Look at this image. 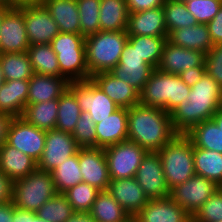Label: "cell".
Returning a JSON list of instances; mask_svg holds the SVG:
<instances>
[{
  "mask_svg": "<svg viewBox=\"0 0 222 222\" xmlns=\"http://www.w3.org/2000/svg\"><path fill=\"white\" fill-rule=\"evenodd\" d=\"M222 104V87L207 73L191 87L184 99L171 113L177 134H186L197 124L212 119Z\"/></svg>",
  "mask_w": 222,
  "mask_h": 222,
  "instance_id": "cell-1",
  "label": "cell"
},
{
  "mask_svg": "<svg viewBox=\"0 0 222 222\" xmlns=\"http://www.w3.org/2000/svg\"><path fill=\"white\" fill-rule=\"evenodd\" d=\"M176 135L170 114L163 109L140 103L128 108V140L148 152L159 151Z\"/></svg>",
  "mask_w": 222,
  "mask_h": 222,
  "instance_id": "cell-2",
  "label": "cell"
},
{
  "mask_svg": "<svg viewBox=\"0 0 222 222\" xmlns=\"http://www.w3.org/2000/svg\"><path fill=\"white\" fill-rule=\"evenodd\" d=\"M190 91L191 88L179 75L165 73L156 68L139 94V103L161 108L170 114L187 99Z\"/></svg>",
  "mask_w": 222,
  "mask_h": 222,
  "instance_id": "cell-3",
  "label": "cell"
},
{
  "mask_svg": "<svg viewBox=\"0 0 222 222\" xmlns=\"http://www.w3.org/2000/svg\"><path fill=\"white\" fill-rule=\"evenodd\" d=\"M127 41L126 30L99 31L85 37L89 79L97 73L109 72L117 66Z\"/></svg>",
  "mask_w": 222,
  "mask_h": 222,
  "instance_id": "cell-4",
  "label": "cell"
},
{
  "mask_svg": "<svg viewBox=\"0 0 222 222\" xmlns=\"http://www.w3.org/2000/svg\"><path fill=\"white\" fill-rule=\"evenodd\" d=\"M157 152L169 190L196 175L193 161L194 145L185 134H177Z\"/></svg>",
  "mask_w": 222,
  "mask_h": 222,
  "instance_id": "cell-5",
  "label": "cell"
},
{
  "mask_svg": "<svg viewBox=\"0 0 222 222\" xmlns=\"http://www.w3.org/2000/svg\"><path fill=\"white\" fill-rule=\"evenodd\" d=\"M50 45L56 53L60 77L66 78L69 82L89 79L84 36L60 32Z\"/></svg>",
  "mask_w": 222,
  "mask_h": 222,
  "instance_id": "cell-6",
  "label": "cell"
},
{
  "mask_svg": "<svg viewBox=\"0 0 222 222\" xmlns=\"http://www.w3.org/2000/svg\"><path fill=\"white\" fill-rule=\"evenodd\" d=\"M57 194L51 172L36 169L26 177L13 181L14 206L36 212Z\"/></svg>",
  "mask_w": 222,
  "mask_h": 222,
  "instance_id": "cell-7",
  "label": "cell"
},
{
  "mask_svg": "<svg viewBox=\"0 0 222 222\" xmlns=\"http://www.w3.org/2000/svg\"><path fill=\"white\" fill-rule=\"evenodd\" d=\"M110 180L136 176L142 159L148 153L145 148L129 140L104 149Z\"/></svg>",
  "mask_w": 222,
  "mask_h": 222,
  "instance_id": "cell-8",
  "label": "cell"
},
{
  "mask_svg": "<svg viewBox=\"0 0 222 222\" xmlns=\"http://www.w3.org/2000/svg\"><path fill=\"white\" fill-rule=\"evenodd\" d=\"M68 89L74 94L81 110L88 112L96 124L120 108L91 78L72 81Z\"/></svg>",
  "mask_w": 222,
  "mask_h": 222,
  "instance_id": "cell-9",
  "label": "cell"
},
{
  "mask_svg": "<svg viewBox=\"0 0 222 222\" xmlns=\"http://www.w3.org/2000/svg\"><path fill=\"white\" fill-rule=\"evenodd\" d=\"M220 186L205 177L194 175L184 183L170 189L169 197L191 216L214 194Z\"/></svg>",
  "mask_w": 222,
  "mask_h": 222,
  "instance_id": "cell-10",
  "label": "cell"
},
{
  "mask_svg": "<svg viewBox=\"0 0 222 222\" xmlns=\"http://www.w3.org/2000/svg\"><path fill=\"white\" fill-rule=\"evenodd\" d=\"M80 148L71 133L56 129L46 131L45 146L37 169L51 172L64 160L77 154Z\"/></svg>",
  "mask_w": 222,
  "mask_h": 222,
  "instance_id": "cell-11",
  "label": "cell"
},
{
  "mask_svg": "<svg viewBox=\"0 0 222 222\" xmlns=\"http://www.w3.org/2000/svg\"><path fill=\"white\" fill-rule=\"evenodd\" d=\"M149 200L168 198L170 190L167 187L161 158L158 152H148L142 159L135 176Z\"/></svg>",
  "mask_w": 222,
  "mask_h": 222,
  "instance_id": "cell-12",
  "label": "cell"
},
{
  "mask_svg": "<svg viewBox=\"0 0 222 222\" xmlns=\"http://www.w3.org/2000/svg\"><path fill=\"white\" fill-rule=\"evenodd\" d=\"M153 71L154 68L147 64L134 49L133 45L127 41L118 65L109 72L118 79L129 83L140 93Z\"/></svg>",
  "mask_w": 222,
  "mask_h": 222,
  "instance_id": "cell-13",
  "label": "cell"
},
{
  "mask_svg": "<svg viewBox=\"0 0 222 222\" xmlns=\"http://www.w3.org/2000/svg\"><path fill=\"white\" fill-rule=\"evenodd\" d=\"M46 131L15 117L10 125L7 143L38 162L43 154Z\"/></svg>",
  "mask_w": 222,
  "mask_h": 222,
  "instance_id": "cell-14",
  "label": "cell"
},
{
  "mask_svg": "<svg viewBox=\"0 0 222 222\" xmlns=\"http://www.w3.org/2000/svg\"><path fill=\"white\" fill-rule=\"evenodd\" d=\"M23 16L30 46L50 44L60 33L58 24L44 4L23 6Z\"/></svg>",
  "mask_w": 222,
  "mask_h": 222,
  "instance_id": "cell-15",
  "label": "cell"
},
{
  "mask_svg": "<svg viewBox=\"0 0 222 222\" xmlns=\"http://www.w3.org/2000/svg\"><path fill=\"white\" fill-rule=\"evenodd\" d=\"M29 46L23 7L9 8L0 25V53L27 52Z\"/></svg>",
  "mask_w": 222,
  "mask_h": 222,
  "instance_id": "cell-16",
  "label": "cell"
},
{
  "mask_svg": "<svg viewBox=\"0 0 222 222\" xmlns=\"http://www.w3.org/2000/svg\"><path fill=\"white\" fill-rule=\"evenodd\" d=\"M79 167L84 183H88L100 191H107L111 180L104 149L80 148Z\"/></svg>",
  "mask_w": 222,
  "mask_h": 222,
  "instance_id": "cell-17",
  "label": "cell"
},
{
  "mask_svg": "<svg viewBox=\"0 0 222 222\" xmlns=\"http://www.w3.org/2000/svg\"><path fill=\"white\" fill-rule=\"evenodd\" d=\"M192 67H205V53L165 42L157 69L179 75Z\"/></svg>",
  "mask_w": 222,
  "mask_h": 222,
  "instance_id": "cell-18",
  "label": "cell"
},
{
  "mask_svg": "<svg viewBox=\"0 0 222 222\" xmlns=\"http://www.w3.org/2000/svg\"><path fill=\"white\" fill-rule=\"evenodd\" d=\"M192 216L170 197L149 200L132 222H191Z\"/></svg>",
  "mask_w": 222,
  "mask_h": 222,
  "instance_id": "cell-19",
  "label": "cell"
},
{
  "mask_svg": "<svg viewBox=\"0 0 222 222\" xmlns=\"http://www.w3.org/2000/svg\"><path fill=\"white\" fill-rule=\"evenodd\" d=\"M107 191L131 218L149 201L135 177L111 180Z\"/></svg>",
  "mask_w": 222,
  "mask_h": 222,
  "instance_id": "cell-20",
  "label": "cell"
},
{
  "mask_svg": "<svg viewBox=\"0 0 222 222\" xmlns=\"http://www.w3.org/2000/svg\"><path fill=\"white\" fill-rule=\"evenodd\" d=\"M96 148L128 140V108H119L96 124Z\"/></svg>",
  "mask_w": 222,
  "mask_h": 222,
  "instance_id": "cell-21",
  "label": "cell"
},
{
  "mask_svg": "<svg viewBox=\"0 0 222 222\" xmlns=\"http://www.w3.org/2000/svg\"><path fill=\"white\" fill-rule=\"evenodd\" d=\"M126 31L128 35L167 37L163 7L129 13Z\"/></svg>",
  "mask_w": 222,
  "mask_h": 222,
  "instance_id": "cell-22",
  "label": "cell"
},
{
  "mask_svg": "<svg viewBox=\"0 0 222 222\" xmlns=\"http://www.w3.org/2000/svg\"><path fill=\"white\" fill-rule=\"evenodd\" d=\"M100 89L120 108L139 104V92L129 83L118 79L110 72H100L91 77Z\"/></svg>",
  "mask_w": 222,
  "mask_h": 222,
  "instance_id": "cell-23",
  "label": "cell"
},
{
  "mask_svg": "<svg viewBox=\"0 0 222 222\" xmlns=\"http://www.w3.org/2000/svg\"><path fill=\"white\" fill-rule=\"evenodd\" d=\"M69 83L64 77L34 73L29 79L27 104L59 99L67 90Z\"/></svg>",
  "mask_w": 222,
  "mask_h": 222,
  "instance_id": "cell-24",
  "label": "cell"
},
{
  "mask_svg": "<svg viewBox=\"0 0 222 222\" xmlns=\"http://www.w3.org/2000/svg\"><path fill=\"white\" fill-rule=\"evenodd\" d=\"M37 169V162L5 142L0 146V170L12 181L26 177Z\"/></svg>",
  "mask_w": 222,
  "mask_h": 222,
  "instance_id": "cell-25",
  "label": "cell"
},
{
  "mask_svg": "<svg viewBox=\"0 0 222 222\" xmlns=\"http://www.w3.org/2000/svg\"><path fill=\"white\" fill-rule=\"evenodd\" d=\"M167 41L173 45L199 50L205 54L214 46L210 38L207 24L202 23L172 30L167 36Z\"/></svg>",
  "mask_w": 222,
  "mask_h": 222,
  "instance_id": "cell-26",
  "label": "cell"
},
{
  "mask_svg": "<svg viewBox=\"0 0 222 222\" xmlns=\"http://www.w3.org/2000/svg\"><path fill=\"white\" fill-rule=\"evenodd\" d=\"M29 80L4 81L0 87V113L21 117L27 105Z\"/></svg>",
  "mask_w": 222,
  "mask_h": 222,
  "instance_id": "cell-27",
  "label": "cell"
},
{
  "mask_svg": "<svg viewBox=\"0 0 222 222\" xmlns=\"http://www.w3.org/2000/svg\"><path fill=\"white\" fill-rule=\"evenodd\" d=\"M44 6L58 24L60 32L81 34L76 0H45Z\"/></svg>",
  "mask_w": 222,
  "mask_h": 222,
  "instance_id": "cell-28",
  "label": "cell"
},
{
  "mask_svg": "<svg viewBox=\"0 0 222 222\" xmlns=\"http://www.w3.org/2000/svg\"><path fill=\"white\" fill-rule=\"evenodd\" d=\"M100 31H122L127 29L128 8L126 0H100Z\"/></svg>",
  "mask_w": 222,
  "mask_h": 222,
  "instance_id": "cell-29",
  "label": "cell"
},
{
  "mask_svg": "<svg viewBox=\"0 0 222 222\" xmlns=\"http://www.w3.org/2000/svg\"><path fill=\"white\" fill-rule=\"evenodd\" d=\"M58 99L27 104L21 117L38 129L49 131L55 129L57 123Z\"/></svg>",
  "mask_w": 222,
  "mask_h": 222,
  "instance_id": "cell-30",
  "label": "cell"
},
{
  "mask_svg": "<svg viewBox=\"0 0 222 222\" xmlns=\"http://www.w3.org/2000/svg\"><path fill=\"white\" fill-rule=\"evenodd\" d=\"M90 214L96 222H132L131 216L108 191H101L98 194Z\"/></svg>",
  "mask_w": 222,
  "mask_h": 222,
  "instance_id": "cell-31",
  "label": "cell"
},
{
  "mask_svg": "<svg viewBox=\"0 0 222 222\" xmlns=\"http://www.w3.org/2000/svg\"><path fill=\"white\" fill-rule=\"evenodd\" d=\"M195 173L222 186V153L194 147Z\"/></svg>",
  "mask_w": 222,
  "mask_h": 222,
  "instance_id": "cell-32",
  "label": "cell"
},
{
  "mask_svg": "<svg viewBox=\"0 0 222 222\" xmlns=\"http://www.w3.org/2000/svg\"><path fill=\"white\" fill-rule=\"evenodd\" d=\"M194 147L222 153V130L213 119L205 120L185 134Z\"/></svg>",
  "mask_w": 222,
  "mask_h": 222,
  "instance_id": "cell-33",
  "label": "cell"
},
{
  "mask_svg": "<svg viewBox=\"0 0 222 222\" xmlns=\"http://www.w3.org/2000/svg\"><path fill=\"white\" fill-rule=\"evenodd\" d=\"M0 65L4 81L29 80L34 75L27 52L0 53Z\"/></svg>",
  "mask_w": 222,
  "mask_h": 222,
  "instance_id": "cell-34",
  "label": "cell"
},
{
  "mask_svg": "<svg viewBox=\"0 0 222 222\" xmlns=\"http://www.w3.org/2000/svg\"><path fill=\"white\" fill-rule=\"evenodd\" d=\"M27 53L34 73L60 77V67L50 44L29 46Z\"/></svg>",
  "mask_w": 222,
  "mask_h": 222,
  "instance_id": "cell-35",
  "label": "cell"
},
{
  "mask_svg": "<svg viewBox=\"0 0 222 222\" xmlns=\"http://www.w3.org/2000/svg\"><path fill=\"white\" fill-rule=\"evenodd\" d=\"M82 110L77 103L74 94L67 90L58 99V113L56 130L73 133Z\"/></svg>",
  "mask_w": 222,
  "mask_h": 222,
  "instance_id": "cell-36",
  "label": "cell"
},
{
  "mask_svg": "<svg viewBox=\"0 0 222 222\" xmlns=\"http://www.w3.org/2000/svg\"><path fill=\"white\" fill-rule=\"evenodd\" d=\"M51 174L57 193H64L69 188L83 182L79 167V151L53 169Z\"/></svg>",
  "mask_w": 222,
  "mask_h": 222,
  "instance_id": "cell-37",
  "label": "cell"
},
{
  "mask_svg": "<svg viewBox=\"0 0 222 222\" xmlns=\"http://www.w3.org/2000/svg\"><path fill=\"white\" fill-rule=\"evenodd\" d=\"M128 41L147 64L157 68L167 37L128 35Z\"/></svg>",
  "mask_w": 222,
  "mask_h": 222,
  "instance_id": "cell-38",
  "label": "cell"
},
{
  "mask_svg": "<svg viewBox=\"0 0 222 222\" xmlns=\"http://www.w3.org/2000/svg\"><path fill=\"white\" fill-rule=\"evenodd\" d=\"M162 7L168 34L172 30L198 24L194 15L188 11L185 3L176 0H165Z\"/></svg>",
  "mask_w": 222,
  "mask_h": 222,
  "instance_id": "cell-39",
  "label": "cell"
},
{
  "mask_svg": "<svg viewBox=\"0 0 222 222\" xmlns=\"http://www.w3.org/2000/svg\"><path fill=\"white\" fill-rule=\"evenodd\" d=\"M73 213L72 206L63 193H57L36 211L40 218L48 222H66Z\"/></svg>",
  "mask_w": 222,
  "mask_h": 222,
  "instance_id": "cell-40",
  "label": "cell"
},
{
  "mask_svg": "<svg viewBox=\"0 0 222 222\" xmlns=\"http://www.w3.org/2000/svg\"><path fill=\"white\" fill-rule=\"evenodd\" d=\"M101 191L88 183H78L63 194L68 199L74 212H90L92 205Z\"/></svg>",
  "mask_w": 222,
  "mask_h": 222,
  "instance_id": "cell-41",
  "label": "cell"
},
{
  "mask_svg": "<svg viewBox=\"0 0 222 222\" xmlns=\"http://www.w3.org/2000/svg\"><path fill=\"white\" fill-rule=\"evenodd\" d=\"M79 11L81 35L87 37L100 31V0H76Z\"/></svg>",
  "mask_w": 222,
  "mask_h": 222,
  "instance_id": "cell-42",
  "label": "cell"
},
{
  "mask_svg": "<svg viewBox=\"0 0 222 222\" xmlns=\"http://www.w3.org/2000/svg\"><path fill=\"white\" fill-rule=\"evenodd\" d=\"M96 123L88 112L80 114L76 127L72 133L75 142L81 148L95 147L96 148Z\"/></svg>",
  "mask_w": 222,
  "mask_h": 222,
  "instance_id": "cell-43",
  "label": "cell"
},
{
  "mask_svg": "<svg viewBox=\"0 0 222 222\" xmlns=\"http://www.w3.org/2000/svg\"><path fill=\"white\" fill-rule=\"evenodd\" d=\"M222 220V189L219 188L192 216L193 222H217Z\"/></svg>",
  "mask_w": 222,
  "mask_h": 222,
  "instance_id": "cell-44",
  "label": "cell"
},
{
  "mask_svg": "<svg viewBox=\"0 0 222 222\" xmlns=\"http://www.w3.org/2000/svg\"><path fill=\"white\" fill-rule=\"evenodd\" d=\"M185 4L198 23L207 24L218 13L222 0H189Z\"/></svg>",
  "mask_w": 222,
  "mask_h": 222,
  "instance_id": "cell-45",
  "label": "cell"
},
{
  "mask_svg": "<svg viewBox=\"0 0 222 222\" xmlns=\"http://www.w3.org/2000/svg\"><path fill=\"white\" fill-rule=\"evenodd\" d=\"M206 73L222 87V43L214 45L205 54Z\"/></svg>",
  "mask_w": 222,
  "mask_h": 222,
  "instance_id": "cell-46",
  "label": "cell"
},
{
  "mask_svg": "<svg viewBox=\"0 0 222 222\" xmlns=\"http://www.w3.org/2000/svg\"><path fill=\"white\" fill-rule=\"evenodd\" d=\"M213 45L222 43V6L214 18L207 23Z\"/></svg>",
  "mask_w": 222,
  "mask_h": 222,
  "instance_id": "cell-47",
  "label": "cell"
},
{
  "mask_svg": "<svg viewBox=\"0 0 222 222\" xmlns=\"http://www.w3.org/2000/svg\"><path fill=\"white\" fill-rule=\"evenodd\" d=\"M165 0H126L129 13L141 12L160 7Z\"/></svg>",
  "mask_w": 222,
  "mask_h": 222,
  "instance_id": "cell-48",
  "label": "cell"
},
{
  "mask_svg": "<svg viewBox=\"0 0 222 222\" xmlns=\"http://www.w3.org/2000/svg\"><path fill=\"white\" fill-rule=\"evenodd\" d=\"M13 196V181L0 170V204L11 202Z\"/></svg>",
  "mask_w": 222,
  "mask_h": 222,
  "instance_id": "cell-49",
  "label": "cell"
},
{
  "mask_svg": "<svg viewBox=\"0 0 222 222\" xmlns=\"http://www.w3.org/2000/svg\"><path fill=\"white\" fill-rule=\"evenodd\" d=\"M206 73L205 67H192L179 74L180 78L191 88Z\"/></svg>",
  "mask_w": 222,
  "mask_h": 222,
  "instance_id": "cell-50",
  "label": "cell"
},
{
  "mask_svg": "<svg viewBox=\"0 0 222 222\" xmlns=\"http://www.w3.org/2000/svg\"><path fill=\"white\" fill-rule=\"evenodd\" d=\"M15 117L6 113H0V146L7 141L10 125Z\"/></svg>",
  "mask_w": 222,
  "mask_h": 222,
  "instance_id": "cell-51",
  "label": "cell"
},
{
  "mask_svg": "<svg viewBox=\"0 0 222 222\" xmlns=\"http://www.w3.org/2000/svg\"><path fill=\"white\" fill-rule=\"evenodd\" d=\"M12 222H34V212L13 206Z\"/></svg>",
  "mask_w": 222,
  "mask_h": 222,
  "instance_id": "cell-52",
  "label": "cell"
},
{
  "mask_svg": "<svg viewBox=\"0 0 222 222\" xmlns=\"http://www.w3.org/2000/svg\"><path fill=\"white\" fill-rule=\"evenodd\" d=\"M13 201L0 204V222H12Z\"/></svg>",
  "mask_w": 222,
  "mask_h": 222,
  "instance_id": "cell-53",
  "label": "cell"
},
{
  "mask_svg": "<svg viewBox=\"0 0 222 222\" xmlns=\"http://www.w3.org/2000/svg\"><path fill=\"white\" fill-rule=\"evenodd\" d=\"M66 222H96L90 212H74Z\"/></svg>",
  "mask_w": 222,
  "mask_h": 222,
  "instance_id": "cell-54",
  "label": "cell"
},
{
  "mask_svg": "<svg viewBox=\"0 0 222 222\" xmlns=\"http://www.w3.org/2000/svg\"><path fill=\"white\" fill-rule=\"evenodd\" d=\"M45 0H14V7L44 4Z\"/></svg>",
  "mask_w": 222,
  "mask_h": 222,
  "instance_id": "cell-55",
  "label": "cell"
},
{
  "mask_svg": "<svg viewBox=\"0 0 222 222\" xmlns=\"http://www.w3.org/2000/svg\"><path fill=\"white\" fill-rule=\"evenodd\" d=\"M212 119L216 122L220 130H222V107L213 115Z\"/></svg>",
  "mask_w": 222,
  "mask_h": 222,
  "instance_id": "cell-56",
  "label": "cell"
},
{
  "mask_svg": "<svg viewBox=\"0 0 222 222\" xmlns=\"http://www.w3.org/2000/svg\"><path fill=\"white\" fill-rule=\"evenodd\" d=\"M0 6H4L7 8L14 7V0H0Z\"/></svg>",
  "mask_w": 222,
  "mask_h": 222,
  "instance_id": "cell-57",
  "label": "cell"
},
{
  "mask_svg": "<svg viewBox=\"0 0 222 222\" xmlns=\"http://www.w3.org/2000/svg\"><path fill=\"white\" fill-rule=\"evenodd\" d=\"M8 9L9 8H7V7L0 6V25H1V22H2V19H3V16L6 14V11Z\"/></svg>",
  "mask_w": 222,
  "mask_h": 222,
  "instance_id": "cell-58",
  "label": "cell"
},
{
  "mask_svg": "<svg viewBox=\"0 0 222 222\" xmlns=\"http://www.w3.org/2000/svg\"><path fill=\"white\" fill-rule=\"evenodd\" d=\"M34 222H48L45 219L40 218L36 212H34Z\"/></svg>",
  "mask_w": 222,
  "mask_h": 222,
  "instance_id": "cell-59",
  "label": "cell"
},
{
  "mask_svg": "<svg viewBox=\"0 0 222 222\" xmlns=\"http://www.w3.org/2000/svg\"><path fill=\"white\" fill-rule=\"evenodd\" d=\"M3 83H4V78H3L2 69H1V65H0V87Z\"/></svg>",
  "mask_w": 222,
  "mask_h": 222,
  "instance_id": "cell-60",
  "label": "cell"
},
{
  "mask_svg": "<svg viewBox=\"0 0 222 222\" xmlns=\"http://www.w3.org/2000/svg\"><path fill=\"white\" fill-rule=\"evenodd\" d=\"M176 1H179V2H182V3H186L189 0H176Z\"/></svg>",
  "mask_w": 222,
  "mask_h": 222,
  "instance_id": "cell-61",
  "label": "cell"
}]
</instances>
